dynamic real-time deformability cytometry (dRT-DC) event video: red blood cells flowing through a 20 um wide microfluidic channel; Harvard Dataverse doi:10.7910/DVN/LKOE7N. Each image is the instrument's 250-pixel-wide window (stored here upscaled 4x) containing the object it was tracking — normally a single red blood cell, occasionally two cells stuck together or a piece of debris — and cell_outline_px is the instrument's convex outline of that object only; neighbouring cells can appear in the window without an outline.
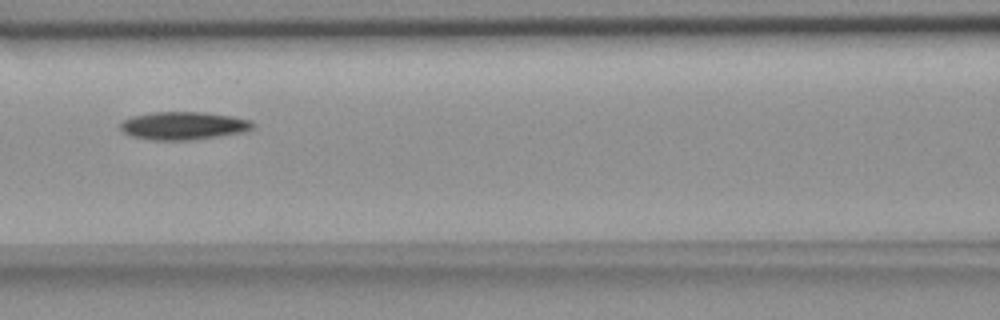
{"species": "common noctule bat (a hibernating species)", "species_latin": "Nyctalus noctula", "temperature_condition": "room temperature", "stored_images_in_passage": 8, "camera_frame_rate_fps": 3000, "um_per_image_px": 0.085, "animal": {"sex": "female", "body_mass_g": 18.4}, "frame": {"image": 1, "passage_image": 6, "time_ms": 5.667, "image_size_px": [1000, 320], "cell_outline_px": [[256, 124], [252, 128], [244, 132], [188, 140], [152, 140], [132, 136], [124, 132], [120, 128], [120, 120], [132, 116], [152, 112], [204, 112], [232, 116], [252, 120]], "centroid_in_image_um": [15.58, 10.67], "position_along_channel_um": 151.0, "area_um2": 21.62}}
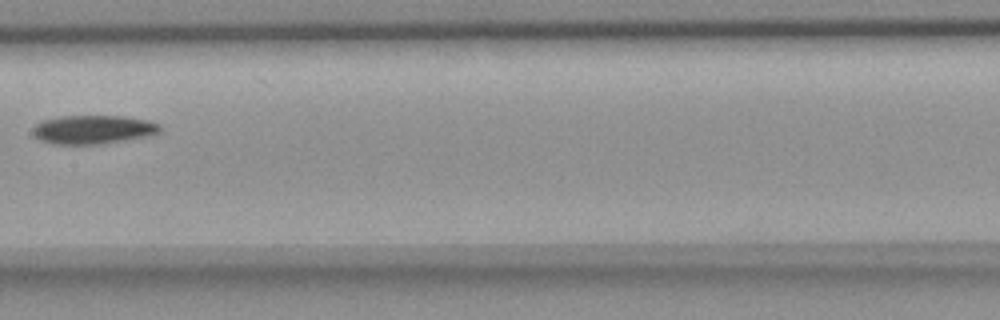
{"frame": {"image": 2, "passage_image": 7, "time_ms": 7.0, "image_size_px": [1000, 320], "cell_outline_px": [[160, 132], [148, 136], [100, 144], [52, 144], [40, 140], [32, 132], [32, 128], [36, 124], [44, 120], [60, 116], [124, 116], [148, 120], [160, 124]], "centroid_in_image_um": [7.92, 11.01], "position_along_channel_um": 199.5, "area_um2": 21.27}}
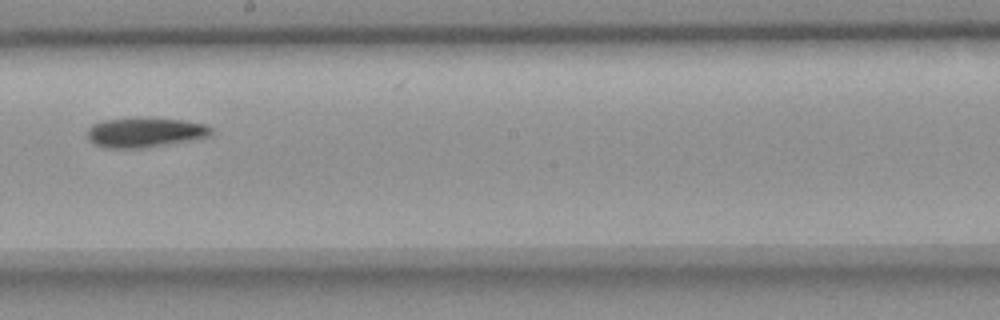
{"frame": {"image": 3, "passage_image": 8, "time_ms": 8.0, "image_size_px": [1000, 320], "cell_outline_px": [[212, 136], [148, 148], [104, 148], [92, 144], [88, 140], [88, 128], [92, 124], [100, 120], [140, 116], [144, 116], [184, 120], [204, 124], [212, 128]], "centroid_in_image_um": [12.29, 11.24], "position_along_channel_um": 235.9, "area_um2": 22.31}}